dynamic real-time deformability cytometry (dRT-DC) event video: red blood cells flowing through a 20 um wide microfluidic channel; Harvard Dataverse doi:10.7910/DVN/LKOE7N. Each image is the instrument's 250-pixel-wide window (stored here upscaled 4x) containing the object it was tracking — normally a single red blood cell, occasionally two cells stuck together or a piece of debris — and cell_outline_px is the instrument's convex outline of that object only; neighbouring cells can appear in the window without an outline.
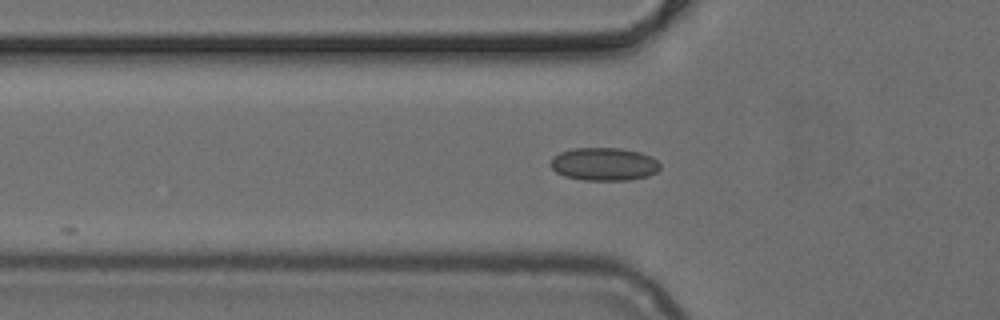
{"species": "common noctule bat (a hibernating species)", "species_latin": "Nyctalus noctula", "temperature_condition": "cold", "stored_images_in_passage": 39, "segment_of_instrument_passage": [1, 2], "camera_frame_rate_fps": 3000, "um_per_image_px": 0.085, "animal": {"sex": "female", "body_mass_g": 24.6, "forearm_length_mm": 56.2}, "frame": {"image": 1, "passage_image": 4, "time_ms": 1.0, "image_size_px": [1000, 320], "cell_outline_px": [[660, 168], [656, 172], [648, 176], [628, 180], [584, 180], [564, 176], [556, 172], [552, 168], [552, 156], [560, 152], [572, 148], [620, 148], [640, 152], [652, 156], [660, 164]], "centroid_in_image_um": [51.35, 13.94], "position_along_channel_um": 74.4, "area_um2": 21.1}}
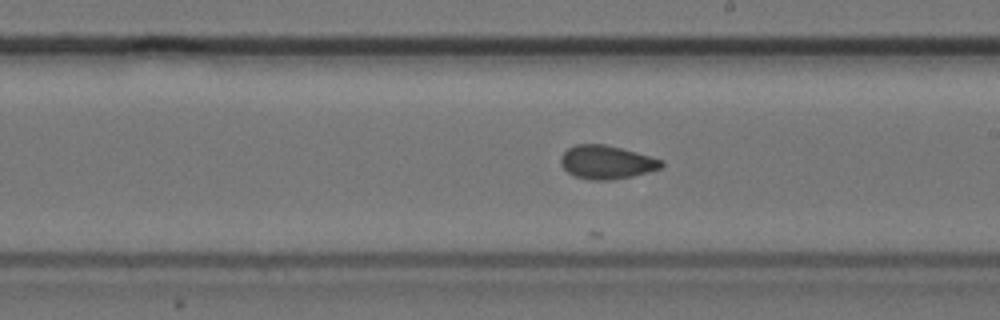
{"frame": {"image": 2, "passage_image": 16, "time_ms": 5.0, "image_size_px": [1000, 320], "cell_outline_px": [[664, 164], [660, 168], [648, 172], [632, 176], [612, 180], [592, 180], [576, 176], [568, 172], [560, 164], [560, 156], [568, 148], [576, 144], [604, 144], [636, 152], [664, 160]], "centroid_in_image_um": [51.55, 13.78], "position_along_channel_um": 237.4, "area_um2": 19.59}}
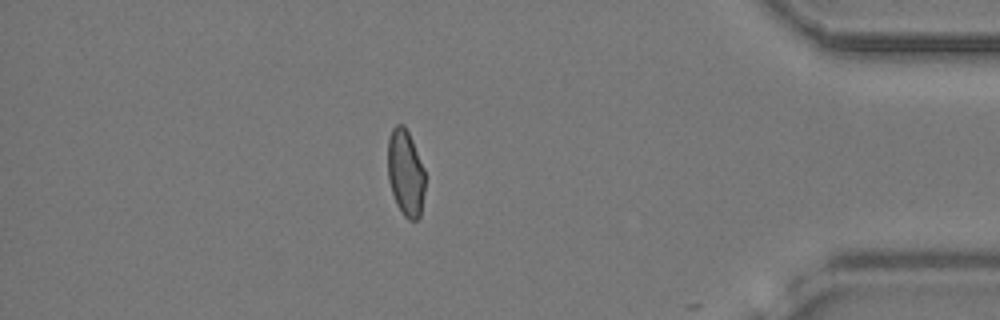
{"frame": {"image": 3, "passage_image": 31, "time_ms": 10.0, "image_size_px": [1000, 320], "cell_outline_px": [[424, 192], [420, 216], [416, 220], [408, 220], [404, 216], [396, 204], [388, 180], [388, 140], [392, 128], [396, 124], [404, 124], [412, 140], [424, 168]], "centroid_in_image_um": [34.46, 14.69], "position_along_channel_um": 400.7, "area_um2": 18.79}}